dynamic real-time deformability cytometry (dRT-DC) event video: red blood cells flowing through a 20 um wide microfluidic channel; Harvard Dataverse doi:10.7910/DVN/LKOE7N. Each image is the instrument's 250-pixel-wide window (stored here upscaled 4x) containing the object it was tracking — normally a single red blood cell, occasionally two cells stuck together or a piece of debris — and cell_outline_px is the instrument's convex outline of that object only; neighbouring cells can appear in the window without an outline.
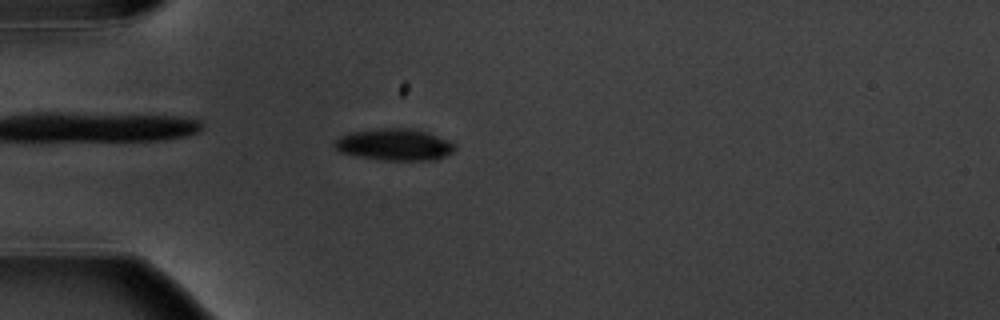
{"species": "common noctule bat (a hibernating species)", "species_latin": "Nyctalus noctula", "temperature_condition": "warm", "stored_images_in_passage": 5, "camera_frame_rate_fps": 3000, "um_per_image_px": 0.085, "animal": {"sex": "male", "body_mass_g": 20.1, "forearm_length_mm": 53.5}, "frame": {"image": 1, "passage_image": 5, "time_ms": 5.333, "image_size_px": [1000, 320], "cell_outline_px": [[456, 148], [452, 152], [436, 160], [384, 160], [360, 156], [340, 152], [332, 144], [340, 136], [352, 132], [380, 128], [416, 128], [428, 132], [448, 140], [456, 144]], "centroid_in_image_um": [33.57, 12.28], "position_along_channel_um": 51.4, "area_um2": 22.25}}